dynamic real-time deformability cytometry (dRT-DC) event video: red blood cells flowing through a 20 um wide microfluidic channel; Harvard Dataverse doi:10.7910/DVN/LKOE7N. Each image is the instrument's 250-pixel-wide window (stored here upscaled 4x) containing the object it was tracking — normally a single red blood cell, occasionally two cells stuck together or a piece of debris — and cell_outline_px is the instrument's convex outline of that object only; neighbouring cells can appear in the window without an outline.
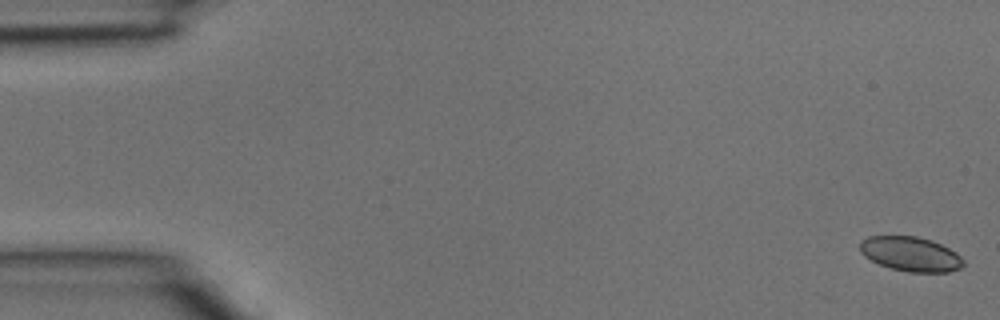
{"species": "common noctule bat (a hibernating species)", "species_latin": "Nyctalus noctula", "temperature_condition": "room temperature", "stored_images_in_passage": 8, "camera_frame_rate_fps": 3000, "um_per_image_px": 0.085, "animal": {"sex": "male", "body_mass_g": 15.6}, "frame": {"image": 1, "passage_image": 1, "time_ms": 0.0, "image_size_px": [1000, 320], "cell_outline_px": [[964, 264], [960, 268], [948, 272], [908, 272], [892, 268], [880, 264], [864, 256], [860, 252], [860, 240], [868, 236], [916, 236], [932, 240], [956, 252], [964, 260]], "centroid_in_image_um": [77.4, 21.58], "position_along_channel_um": 7.6, "area_um2": 20.81}}